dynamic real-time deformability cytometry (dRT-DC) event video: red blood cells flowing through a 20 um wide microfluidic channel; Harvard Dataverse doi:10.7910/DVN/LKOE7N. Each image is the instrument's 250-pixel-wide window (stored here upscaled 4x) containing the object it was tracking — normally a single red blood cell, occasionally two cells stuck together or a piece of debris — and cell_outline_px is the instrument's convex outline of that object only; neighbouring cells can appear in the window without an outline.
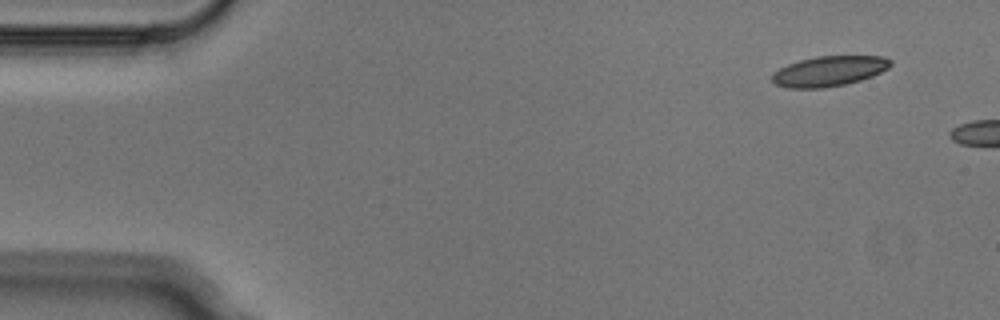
{"species": "Egyptian fruit bat (a non-hibernating species)", "species_latin": "Rousettus aegyptiacus", "temperature_condition": "cold", "stored_images_in_passage": 2, "camera_frame_rate_fps": 3000, "um_per_image_px": 0.085, "animal": {"sex": "male"}, "frame": {"image": 1, "passage_image": 1, "time_ms": 0.0, "image_size_px": [1000, 320], "cell_outline_px": [[892, 64], [888, 68], [872, 76], [860, 80], [844, 84], [824, 88], [788, 88], [776, 84], [772, 80], [772, 72], [788, 64], [800, 60], [816, 56], [884, 56], [892, 60]], "centroid_in_image_um": [70.47, 6.04], "position_along_channel_um": 14.5, "area_um2": 20.81}}